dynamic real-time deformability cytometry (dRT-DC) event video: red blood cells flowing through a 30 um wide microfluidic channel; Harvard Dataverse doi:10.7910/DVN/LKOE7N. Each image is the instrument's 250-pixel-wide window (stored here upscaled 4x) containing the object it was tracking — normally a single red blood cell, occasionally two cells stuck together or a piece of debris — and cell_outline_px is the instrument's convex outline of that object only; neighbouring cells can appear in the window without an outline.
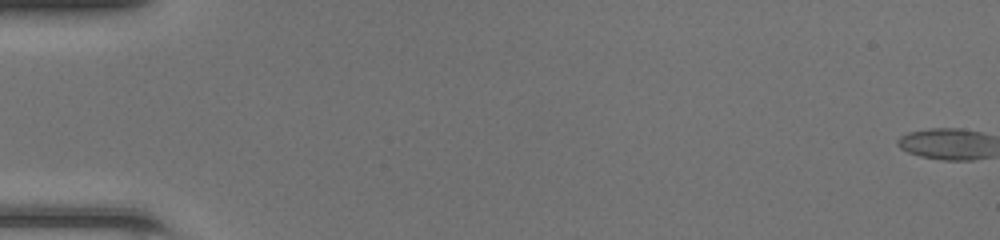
{"species": "common noctule bat (a hibernating species)", "species_latin": "Nyctalus noctula", "temperature_condition": "room temperature", "stored_images_in_passage": 50, "camera_frame_rate_fps": 3000, "um_per_image_px": 0.085, "animal": {"sex": "female", "body_mass_g": 20.0, "forearm_length_mm": 54.0}, "frame": {"image": 1, "passage_image": 1, "time_ms": 0.0, "image_size_px": [1000, 240], "cell_outline_px": [[984, 156], [924, 156], [912, 152], [904, 148], [900, 144], [900, 140], [904, 136], [916, 132], [976, 132], [984, 136]], "centroid_in_image_um": [80.3, 12.23], "position_along_channel_um": 4.7, "area_um2": 13.29}}
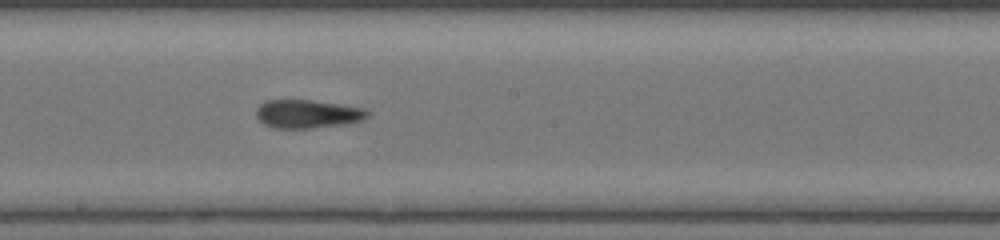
{"frame": {"image": 2, "passage_image": 29, "time_ms": 9.333, "image_size_px": [1000, 240], "cell_outline_px": [[364, 116], [352, 120], [320, 124], [268, 124], [260, 116], [260, 108], [264, 104], [276, 100], [300, 100], [352, 108], [364, 112]], "centroid_in_image_um": [26.01, 9.59], "position_along_channel_um": 222.2, "area_um2": 14.1}}
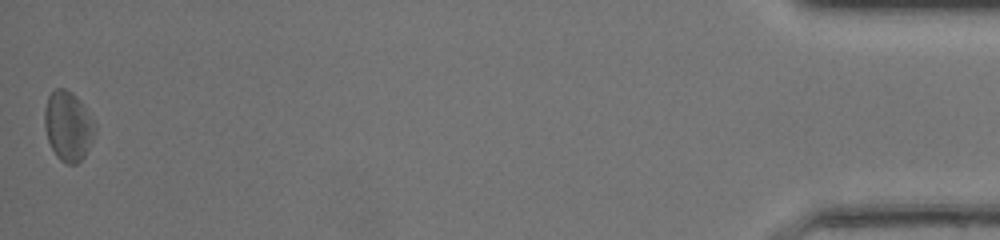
{"frame": {"image": 3, "passage_image": 50, "time_ms": 16.333, "image_size_px": [1000, 240], "cell_outline_px": [[84, 128], [80, 156], [76, 160], [64, 160], [52, 148], [48, 136], [48, 100], [52, 92], [60, 88], [68, 92], [72, 96]], "centroid_in_image_um": [5.5, 10.67], "position_along_channel_um": 429.7, "area_um2": 14.39}, "authors_computed_cell_mechanics": {"area_um2": 15.2592, "velocity_mm_per_s": 4.3092, "shape_relaxation_time_tau1_ms": null, "shape_relaxation_time_tau2_ms": 1.1612, "deformation_change_tau1": null, "deformation_change_tau2": 0.1052}}